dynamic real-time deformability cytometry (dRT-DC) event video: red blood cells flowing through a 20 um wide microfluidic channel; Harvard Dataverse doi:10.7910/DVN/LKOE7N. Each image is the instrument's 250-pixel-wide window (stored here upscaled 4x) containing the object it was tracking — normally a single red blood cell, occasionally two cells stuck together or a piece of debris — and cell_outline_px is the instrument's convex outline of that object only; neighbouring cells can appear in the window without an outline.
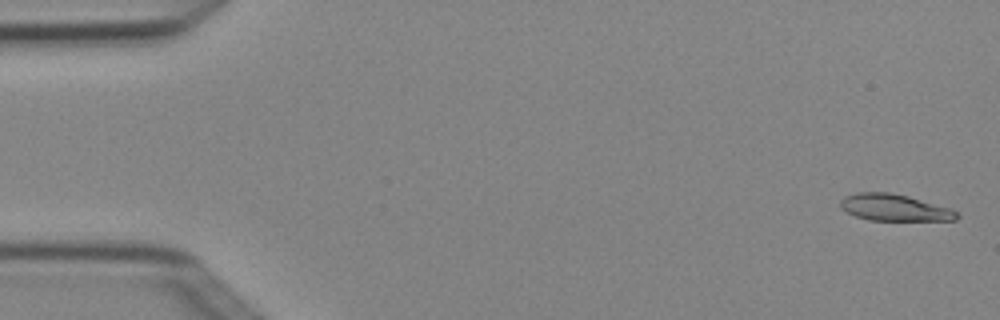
{"species": "Egyptian fruit bat (a non-hibernating species)", "species_latin": "Rousettus aegyptiacus", "temperature_condition": "cold", "stored_images_in_passage": 7, "camera_frame_rate_fps": 3000, "um_per_image_px": 0.085, "animal": {"sex": "female"}, "frame": {"image": 1, "passage_image": 1, "time_ms": 0.0, "image_size_px": [1000, 320], "cell_outline_px": [[960, 216], [956, 220], [868, 220], [856, 216], [840, 208], [840, 200], [844, 196], [856, 192], [888, 192], [908, 196], [952, 208]], "centroid_in_image_um": [76.02, 17.64], "position_along_channel_um": 9.0, "area_um2": 18.15}}
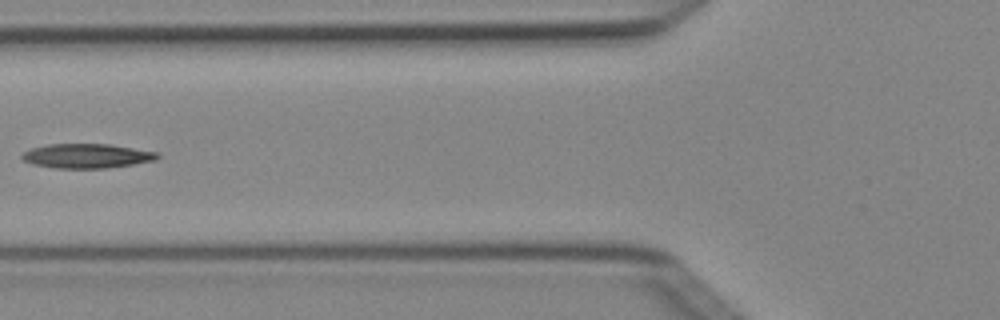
{"frame": {"image": 2, "passage_image": 6, "time_ms": 1.667, "image_size_px": [1000, 320], "cell_outline_px": [[160, 156], [156, 160], [108, 168], [56, 168], [32, 164], [24, 160], [20, 156], [24, 152], [32, 148], [48, 144], [112, 144], [160, 152]], "centroid_in_image_um": [7.42, 13.25], "position_along_channel_um": 118.4, "area_um2": 19.36}}
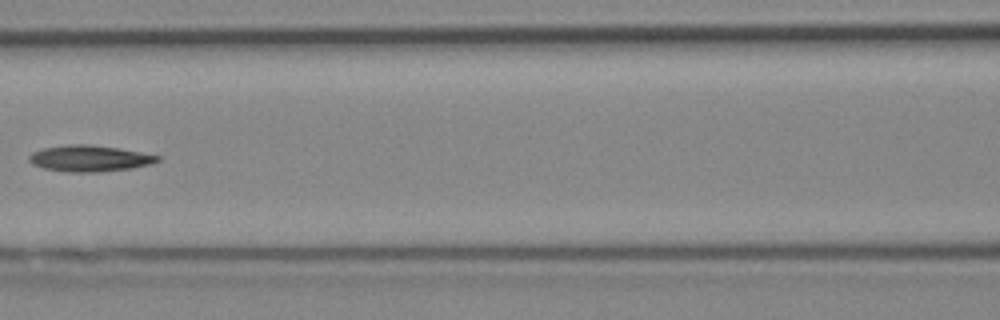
{"frame": {"image": 3, "passage_image": 7, "time_ms": 2.0, "image_size_px": [1000, 320], "cell_outline_px": [[160, 160], [152, 164], [132, 168], [100, 172], [68, 172], [44, 168], [32, 164], [28, 160], [28, 156], [32, 152], [44, 148], [64, 144], [88, 144], [120, 148], [160, 156]], "centroid_in_image_um": [7.61, 13.46], "position_along_channel_um": 159.0, "area_um2": 19.77}}